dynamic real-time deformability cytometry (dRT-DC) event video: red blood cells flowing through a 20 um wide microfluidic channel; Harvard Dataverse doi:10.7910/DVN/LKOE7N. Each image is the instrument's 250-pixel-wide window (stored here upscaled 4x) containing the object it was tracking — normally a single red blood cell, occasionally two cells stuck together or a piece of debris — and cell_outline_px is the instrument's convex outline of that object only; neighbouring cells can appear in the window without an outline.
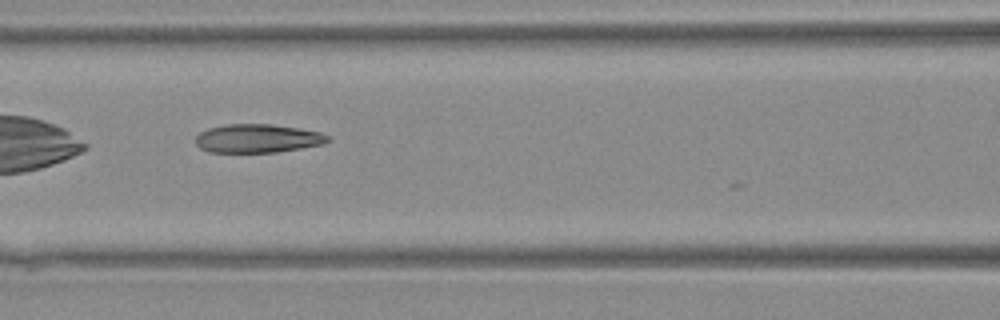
{"species": "Egyptian fruit bat (a non-hibernating species)", "species_latin": "Rousettus aegyptiacus", "temperature_condition": "warm", "stored_images_in_passage": 17, "camera_frame_rate_fps": 3000, "um_per_image_px": 0.085, "animal": {"sex": "female"}, "frame": {"image": 1, "passage_image": 12, "time_ms": 3.667, "image_size_px": [1000, 320], "cell_outline_px": [[332, 140], [320, 144], [300, 148], [276, 152], [208, 152], [200, 148], [196, 144], [196, 136], [200, 132], [208, 128], [228, 124], [272, 124], [320, 132], [332, 136]], "centroid_in_image_um": [21.89, 11.76], "position_along_channel_um": 144.7, "area_um2": 21.96}}